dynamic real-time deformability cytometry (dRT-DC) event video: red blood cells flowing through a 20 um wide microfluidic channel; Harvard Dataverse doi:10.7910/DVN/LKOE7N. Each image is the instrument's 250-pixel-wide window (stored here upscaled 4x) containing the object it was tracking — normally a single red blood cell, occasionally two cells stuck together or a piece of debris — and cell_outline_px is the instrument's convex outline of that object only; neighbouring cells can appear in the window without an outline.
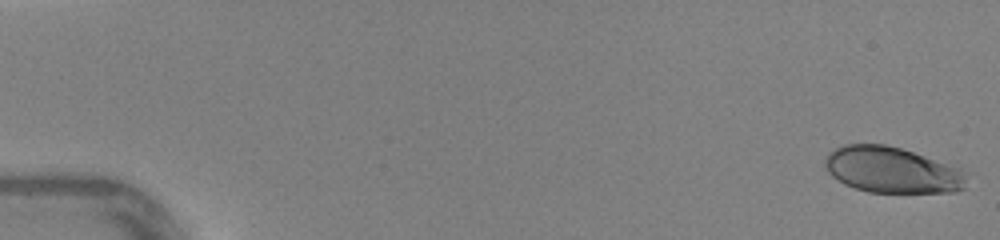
{"species": "human", "species_latin": "Homo sapiens", "temperature_condition": "warm", "stored_images_in_passage": 46, "camera_frame_rate_fps": 3000, "um_per_image_px": 0.085, "donor": {"sex": "female"}, "frame": {"image": 1, "passage_image": 1, "time_ms": 0.0, "image_size_px": [1000, 240], "cell_outline_px": [[968, 172], [964, 188], [956, 192], [868, 192], [844, 184], [832, 176], [828, 172], [824, 164], [824, 160], [828, 152], [844, 144], [884, 144], [900, 148], [960, 168]], "centroid_in_image_um": [75.81, 14.45], "position_along_channel_um": 9.2, "area_um2": 37.92}}
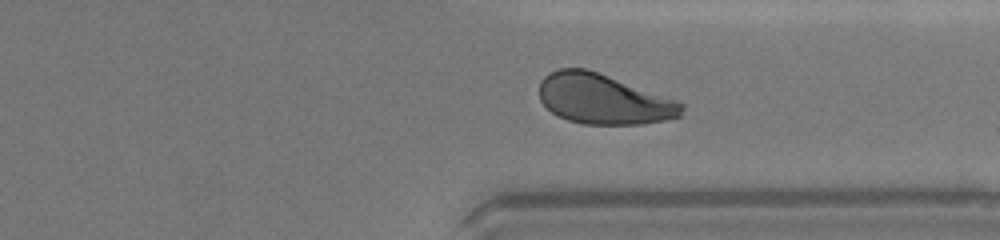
{"frame": {"image": 2, "passage_image": 36, "time_ms": 11.667, "image_size_px": [1000, 240], "cell_outline_px": [[684, 108], [680, 116], [664, 120], [640, 124], [584, 124], [568, 120], [552, 112], [540, 100], [540, 80], [544, 76], [560, 68], [588, 68], [676, 100], [684, 104]], "centroid_in_image_um": [51.29, 8.42], "position_along_channel_um": 360.1, "area_um2": 41.27}}
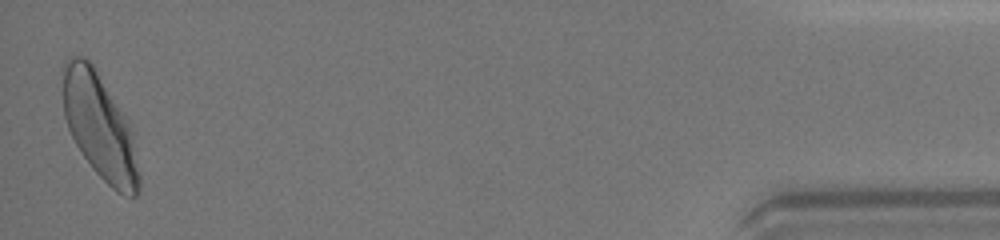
{"frame": {"image": 3, "passage_image": 46, "time_ms": 15.0, "image_size_px": [1000, 240], "cell_outline_px": [[140, 192], [136, 196], [124, 196], [116, 192], [92, 168], [76, 144], [68, 128], [64, 116], [64, 60], [68, 56], [84, 56], [92, 64], [132, 124], [140, 176]], "centroid_in_image_um": [8.52, 10.78], "position_along_channel_um": 426.7, "area_um2": 46.99}, "authors_computed_cell_mechanics": {"area_um2": 41.2403, "velocity_mm_per_s": 4.3558, "shape_relaxation_time_tau1_ms": 3.9932, "shape_relaxation_time_tau2_ms": 0.6133, "deformation_change_tau1": 0.1704, "deformation_change_tau2": 0.0594}}